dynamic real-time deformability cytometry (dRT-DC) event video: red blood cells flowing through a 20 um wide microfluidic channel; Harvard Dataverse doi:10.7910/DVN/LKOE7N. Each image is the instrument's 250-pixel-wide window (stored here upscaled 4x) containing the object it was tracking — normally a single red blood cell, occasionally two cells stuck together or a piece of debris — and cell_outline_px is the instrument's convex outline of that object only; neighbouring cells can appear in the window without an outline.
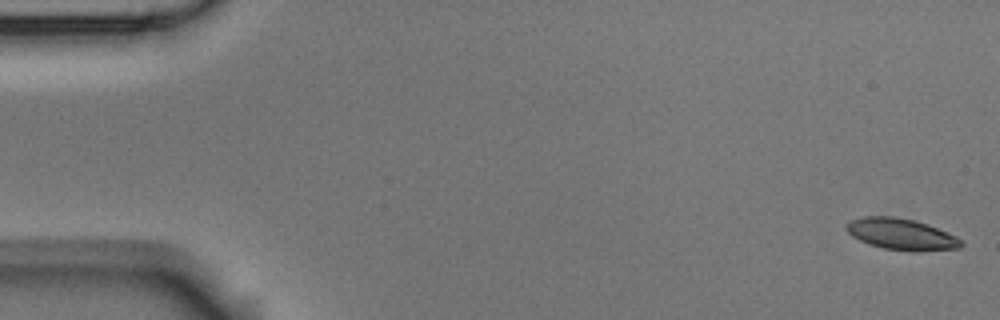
{"species": "Egyptian fruit bat (a non-hibernating species)", "species_latin": "Rousettus aegyptiacus", "temperature_condition": "room temperature", "stored_images_in_passage": 8, "camera_frame_rate_fps": 3000, "um_per_image_px": 0.085, "animal": {"sex": "male"}, "frame": {"image": 1, "passage_image": 1, "time_ms": 0.0, "image_size_px": [1000, 320], "cell_outline_px": [[964, 244], [960, 248], [916, 252], [884, 248], [868, 244], [852, 236], [844, 228], [852, 220], [864, 216], [892, 216], [912, 220], [928, 224], [956, 236]], "centroid_in_image_um": [76.62, 19.91], "position_along_channel_um": 8.4, "area_um2": 20.87}}
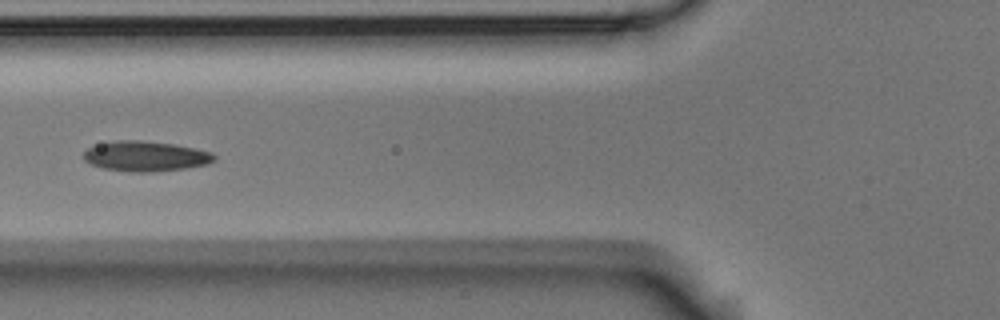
{"frame": {"image": 2, "passage_image": 6, "time_ms": 1.667, "image_size_px": [1000, 320], "cell_outline_px": [[216, 160], [208, 164], [184, 168], [152, 172], [128, 172], [100, 168], [84, 160], [84, 152], [88, 148], [100, 144], [116, 140], [140, 140], [172, 144], [196, 148], [212, 152], [216, 156]], "centroid_in_image_um": [12.39, 13.28], "position_along_channel_um": 113.4, "area_um2": 23.0}}
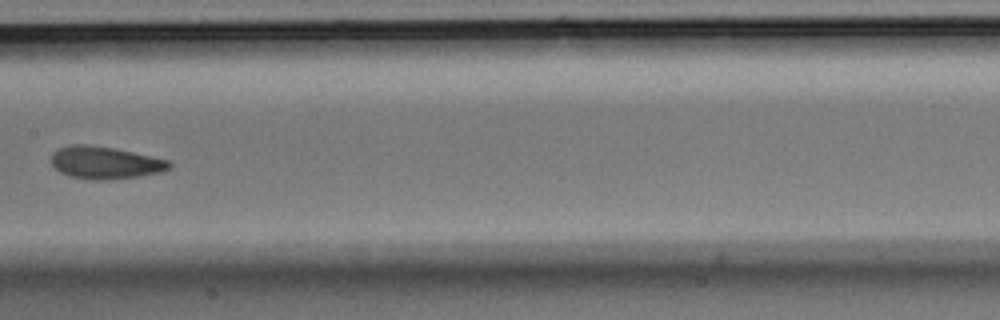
{"frame": {"image": 3, "passage_image": 8, "time_ms": 2.333, "image_size_px": [1000, 320], "cell_outline_px": [[172, 168], [164, 172], [136, 176], [104, 180], [92, 180], [72, 176], [60, 172], [52, 164], [52, 152], [60, 148], [72, 144], [88, 144], [112, 148], [152, 156], [168, 160], [172, 164]], "centroid_in_image_um": [8.96, 13.82], "position_along_channel_um": 198.4, "area_um2": 22.14}}